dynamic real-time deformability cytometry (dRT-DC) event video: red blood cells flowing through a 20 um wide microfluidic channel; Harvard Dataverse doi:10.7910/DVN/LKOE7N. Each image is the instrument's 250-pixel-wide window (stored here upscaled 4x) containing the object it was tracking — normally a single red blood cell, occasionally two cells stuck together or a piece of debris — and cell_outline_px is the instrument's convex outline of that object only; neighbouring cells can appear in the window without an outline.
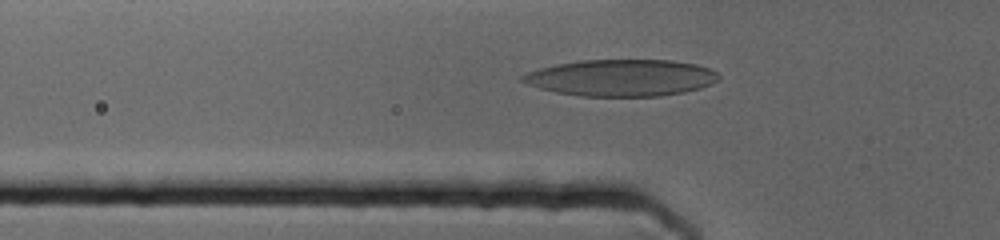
{"species": "human", "species_latin": "Homo sapiens", "temperature_condition": "cold", "stored_images_in_passage": 53, "camera_frame_rate_fps": 3000, "um_per_image_px": 0.085, "donor": {"sex": "female"}, "frame": {"image": 1, "passage_image": 18, "time_ms": 5.667, "image_size_px": [1000, 240], "cell_outline_px": [[720, 80], [712, 84], [700, 88], [684, 92], [660, 96], [580, 96], [556, 92], [540, 88], [528, 84], [520, 80], [520, 76], [528, 72], [540, 68], [556, 64], [580, 60], [672, 60], [696, 64], [708, 68], [716, 72], [720, 76]], "centroid_in_image_um": [52.83, 6.61], "position_along_channel_um": 73.0, "area_um2": 42.02}}
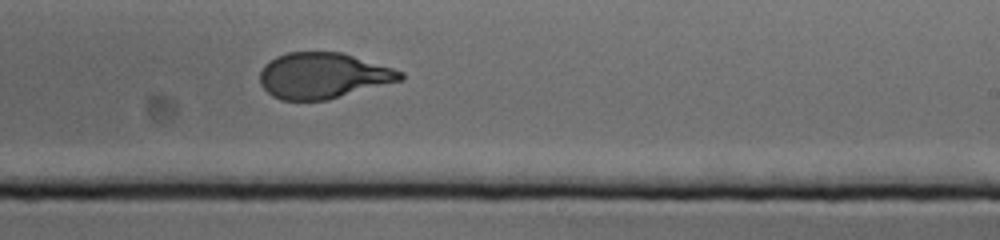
{"frame": {"image": 2, "passage_image": 38, "time_ms": 12.333, "image_size_px": [1000, 240], "cell_outline_px": [[404, 80], [328, 100], [280, 100], [272, 96], [260, 84], [260, 72], [264, 64], [276, 56], [288, 52], [340, 52], [392, 68], [404, 72]], "centroid_in_image_um": [27.46, 6.44], "position_along_channel_um": 261.5, "area_um2": 37.57}}
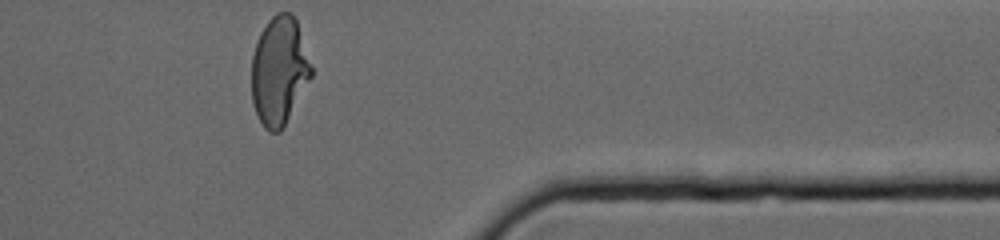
{"frame": {"image": 3, "passage_image": 53, "time_ms": 17.333, "image_size_px": [1000, 240], "cell_outline_px": [[312, 76], [280, 132], [268, 132], [264, 128], [252, 104], [252, 56], [260, 32], [268, 20], [276, 12], [292, 12], [296, 20], [312, 68]], "centroid_in_image_um": [23.71, 6.01], "position_along_channel_um": 387.7, "area_um2": 37.4}}